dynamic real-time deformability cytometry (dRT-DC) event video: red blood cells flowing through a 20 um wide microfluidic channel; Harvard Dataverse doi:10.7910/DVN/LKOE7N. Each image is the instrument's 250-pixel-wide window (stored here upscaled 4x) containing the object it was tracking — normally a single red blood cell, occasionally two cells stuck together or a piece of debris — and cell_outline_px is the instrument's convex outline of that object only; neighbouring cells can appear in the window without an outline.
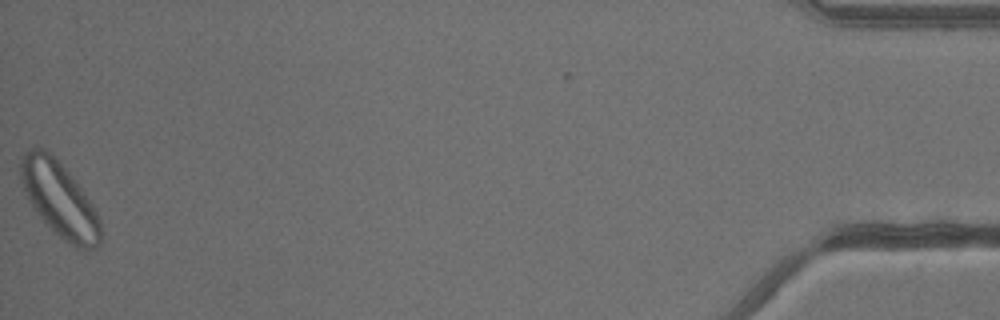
{"species": "common noctule bat (a hibernating species)", "species_latin": "Nyctalus noctula", "temperature_condition": "warm", "stored_images_in_passage": 41, "camera_frame_rate_fps": 3000, "um_per_image_px": 0.085, "animal": {"sex": "male", "body_mass_g": 13.3}, "frame": {"image": 1, "passage_image": 41, "time_ms": 13.333, "image_size_px": [1000, 320], "cell_outline_px": [[100, 244], [96, 248], [76, 248], [68, 244], [40, 216], [28, 200], [24, 192], [20, 180], [20, 156], [24, 152], [32, 148], [44, 148], [68, 172], [92, 204], [100, 220]], "centroid_in_image_um": [5.02, 16.94], "position_along_channel_um": 430.2, "area_um2": 34.22}}